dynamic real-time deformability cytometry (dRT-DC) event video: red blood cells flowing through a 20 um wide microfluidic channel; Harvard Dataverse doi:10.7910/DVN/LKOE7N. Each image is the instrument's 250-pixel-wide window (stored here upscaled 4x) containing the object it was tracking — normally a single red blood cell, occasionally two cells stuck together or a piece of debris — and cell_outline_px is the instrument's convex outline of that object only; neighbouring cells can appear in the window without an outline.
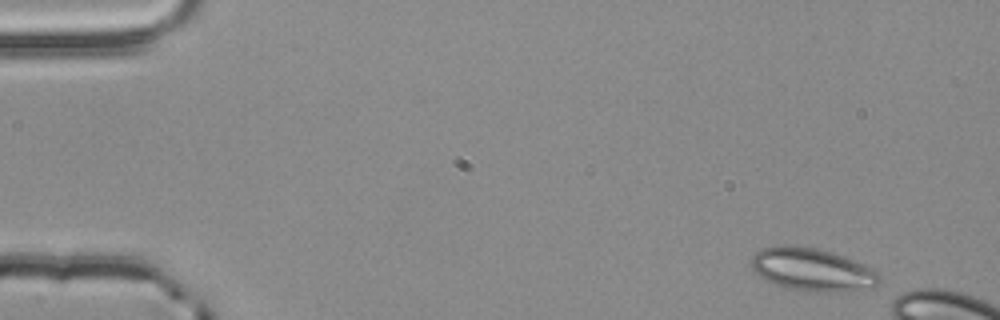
{"species": "common noctule bat (a hibernating species)", "species_latin": "Nyctalus noctula", "temperature_condition": "room temperature", "stored_images_in_passage": 3, "camera_frame_rate_fps": 3000, "um_per_image_px": 0.085, "animal": {"sex": "male", "body_mass_g": 20.4}, "frame": {"image": 1, "passage_image": 1, "time_ms": 0.0, "image_size_px": [1000, 320], "cell_outline_px": [[880, 280], [872, 288], [840, 292], [804, 292], [784, 288], [760, 276], [752, 268], [752, 256], [760, 248], [784, 244], [816, 248], [832, 252], [844, 256], [880, 272]], "centroid_in_image_um": [69.05, 22.92], "position_along_channel_um": 16.0, "area_um2": 32.25}}